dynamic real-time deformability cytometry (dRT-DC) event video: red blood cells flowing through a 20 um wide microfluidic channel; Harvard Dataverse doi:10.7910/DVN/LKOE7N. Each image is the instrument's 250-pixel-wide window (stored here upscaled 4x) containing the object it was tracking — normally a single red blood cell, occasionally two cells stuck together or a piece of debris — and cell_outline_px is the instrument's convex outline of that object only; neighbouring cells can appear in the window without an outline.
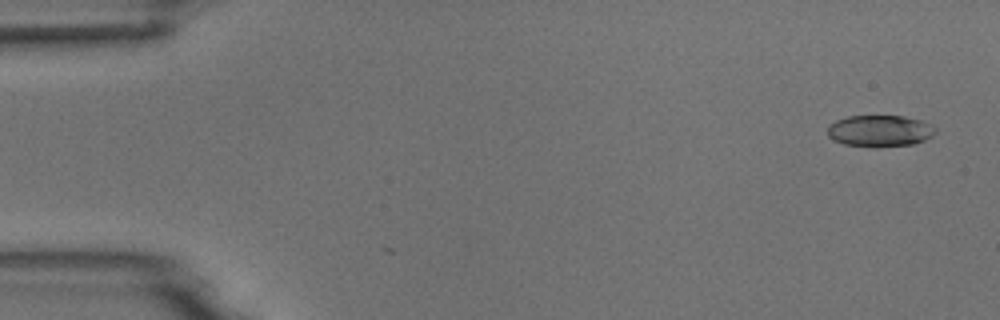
{"species": "common noctule bat (a hibernating species)", "species_latin": "Nyctalus noctula", "temperature_condition": "room temperature", "stored_images_in_passage": 53, "camera_frame_rate_fps": 3000, "um_per_image_px": 0.085, "animal": {"sex": "male", "body_mass_g": 18.8}, "frame": {"image": 1, "passage_image": 1, "time_ms": 0.0, "image_size_px": [1000, 320], "cell_outline_px": [[936, 132], [932, 136], [924, 140], [912, 144], [876, 148], [844, 144], [832, 140], [828, 136], [828, 124], [836, 120], [848, 116], [904, 116], [920, 120], [936, 128]], "centroid_in_image_um": [74.75, 11.14], "position_along_channel_um": 10.3, "area_um2": 20.0}}
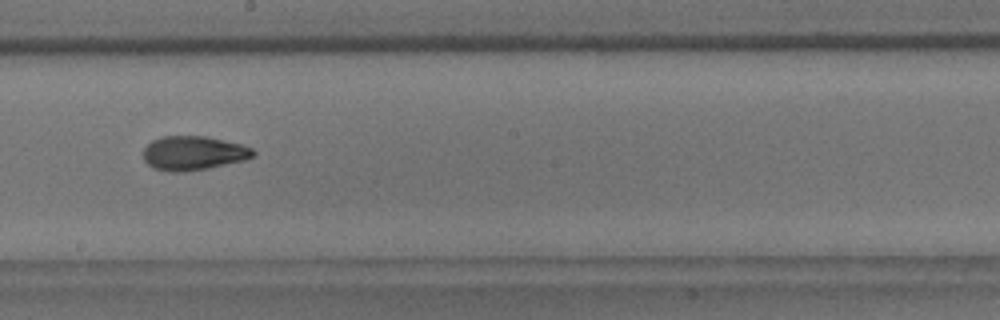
{"frame": {"image": 2, "passage_image": 29, "time_ms": 9.333, "image_size_px": [1000, 320], "cell_outline_px": [[256, 152], [252, 156], [244, 160], [208, 168], [184, 172], [168, 172], [152, 168], [144, 160], [144, 148], [152, 140], [160, 136], [204, 136], [240, 144], [252, 148]], "centroid_in_image_um": [16.4, 13.02], "position_along_channel_um": 231.8, "area_um2": 21.79}}
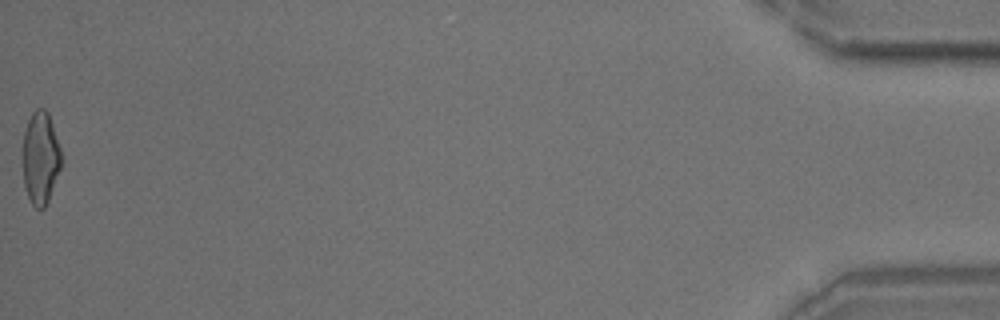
{"frame": {"image": 3, "passage_image": 53, "time_ms": 17.333, "image_size_px": [1000, 320], "cell_outline_px": [[60, 168], [48, 200], [44, 208], [36, 208], [32, 204], [24, 188], [20, 152], [20, 148], [24, 132], [28, 120], [32, 112], [36, 108], [44, 108], [48, 112], [60, 148]], "centroid_in_image_um": [3.37, 13.4], "position_along_channel_um": 431.8, "area_um2": 21.15}, "authors_computed_cell_mechanics": {"area_um2": 21.2126, "velocity_mm_per_s": 3.7356, "shape_relaxation_time_tau1_ms": 4.355, "shape_relaxation_time_tau2_ms": 1.7414, "deformation_change_tau1": 0.1752, "deformation_change_tau2": 0.0761}}